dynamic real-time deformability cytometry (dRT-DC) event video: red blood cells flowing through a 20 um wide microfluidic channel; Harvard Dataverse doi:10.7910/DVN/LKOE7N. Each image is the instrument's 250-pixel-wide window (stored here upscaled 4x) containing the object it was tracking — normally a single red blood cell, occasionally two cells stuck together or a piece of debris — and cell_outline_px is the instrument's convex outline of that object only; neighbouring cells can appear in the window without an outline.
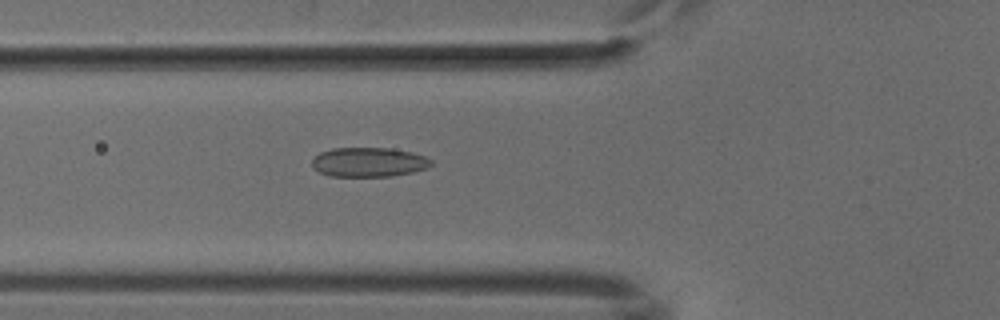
{"species": "common noctule bat (a hibernating species)", "species_latin": "Nyctalus noctula", "temperature_condition": "cold", "stored_images_in_passage": 49, "camera_frame_rate_fps": 3000, "um_per_image_px": 0.085, "animal": {"sex": "male", "body_mass_g": 18.8}, "frame": {"image": 1, "passage_image": 16, "time_ms": 5.0, "image_size_px": [1000, 320], "cell_outline_px": [[432, 164], [428, 168], [412, 172], [392, 176], [328, 176], [320, 172], [312, 164], [312, 160], [320, 152], [332, 148], [388, 148], [412, 152], [424, 156], [432, 160]], "centroid_in_image_um": [31.36, 13.78], "position_along_channel_um": 94.4, "area_um2": 20.35}}
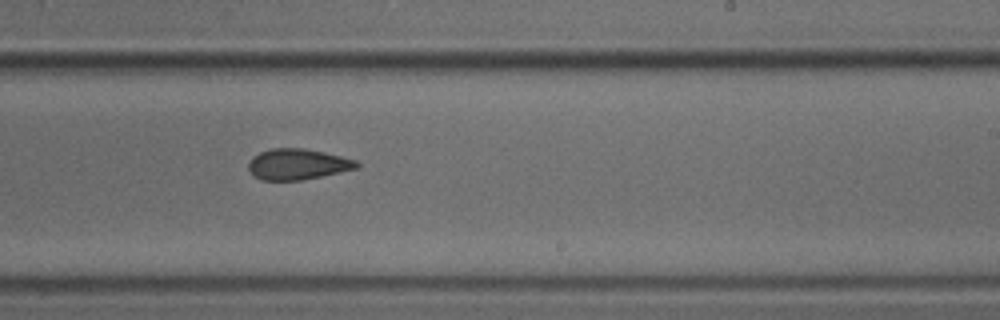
{"frame": {"image": 2, "passage_image": 29, "time_ms": 9.333, "image_size_px": [1000, 320], "cell_outline_px": [[360, 168], [300, 180], [260, 180], [248, 168], [248, 164], [252, 156], [260, 152], [272, 148], [304, 148], [324, 152], [356, 160], [360, 164]], "centroid_in_image_um": [25.31, 13.95], "position_along_channel_um": 263.7, "area_um2": 19.36}}
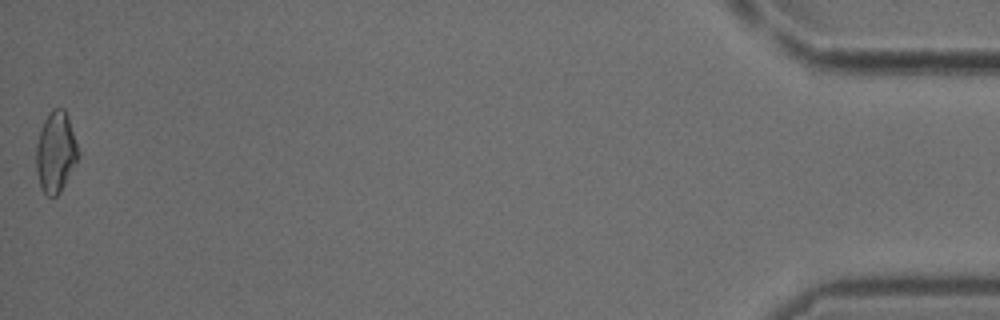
{"frame": {"image": 3, "passage_image": 49, "time_ms": 16.0, "image_size_px": [1000, 320], "cell_outline_px": [[80, 156], [60, 192], [56, 196], [48, 196], [40, 188], [36, 172], [36, 144], [44, 120], [48, 112], [52, 108], [64, 108], [68, 116], [80, 152]], "centroid_in_image_um": [4.74, 12.92], "position_along_channel_um": 430.5, "area_um2": 20.0}}